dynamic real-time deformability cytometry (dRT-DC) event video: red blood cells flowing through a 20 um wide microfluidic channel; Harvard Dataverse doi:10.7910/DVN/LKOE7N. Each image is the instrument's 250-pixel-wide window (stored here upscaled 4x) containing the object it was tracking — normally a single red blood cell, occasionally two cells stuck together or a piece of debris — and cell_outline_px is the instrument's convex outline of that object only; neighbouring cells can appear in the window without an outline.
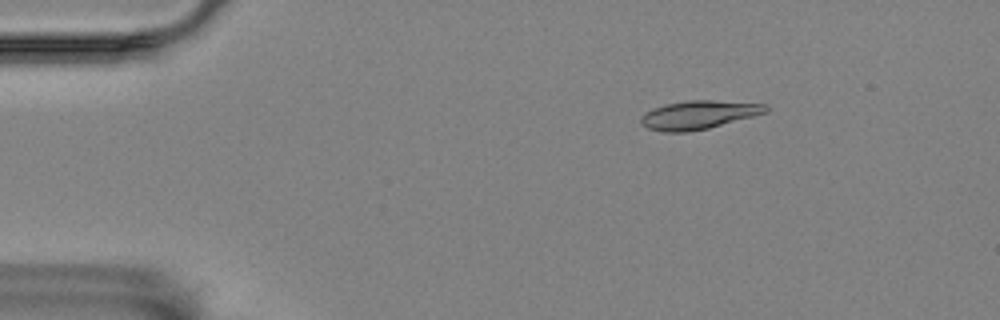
{"species": "Egyptian fruit bat (a non-hibernating species)", "species_latin": "Rousettus aegyptiacus", "temperature_condition": "room temperature", "stored_images_in_passage": 56, "camera_frame_rate_fps": 3000, "um_per_image_px": 0.085, "animal": {"sex": "female"}, "frame": {"image": 1, "passage_image": 9, "time_ms": 2.667, "image_size_px": [1000, 320], "cell_outline_px": [[768, 112], [708, 128], [688, 132], [664, 132], [648, 128], [640, 124], [640, 120], [652, 108], [668, 104], [688, 100], [712, 100], [764, 104], [768, 108]], "centroid_in_image_um": [59.38, 9.77], "position_along_channel_um": 25.6, "area_um2": 20.4}}
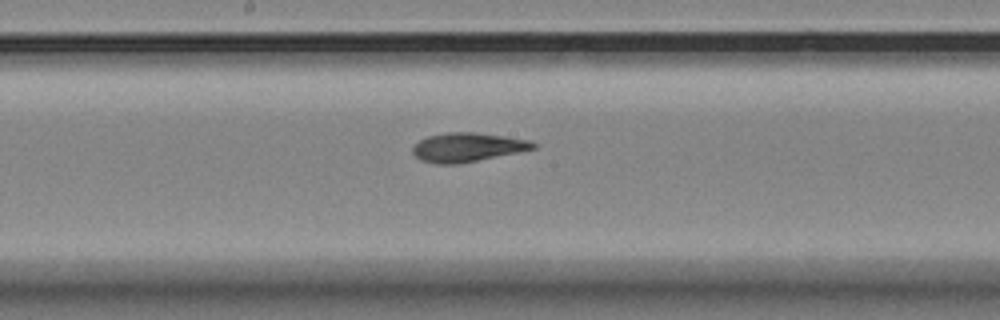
{"frame": {"image": 2, "passage_image": 30, "time_ms": 9.667, "image_size_px": [1000, 320], "cell_outline_px": [[536, 148], [456, 164], [436, 164], [420, 160], [412, 152], [412, 148], [420, 140], [428, 136], [448, 132], [476, 132], [504, 136], [528, 140], [536, 144]], "centroid_in_image_um": [39.68, 12.51], "position_along_channel_um": 208.5, "area_um2": 20.0}}
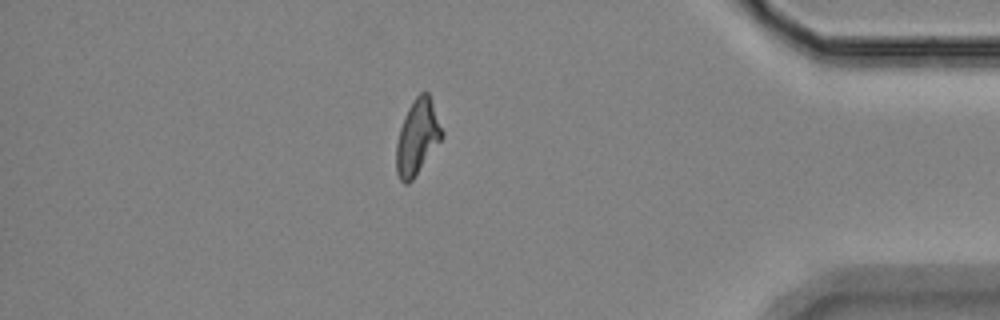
{"frame": {"image": 3, "passage_image": 49, "time_ms": 16.0, "image_size_px": [1000, 320], "cell_outline_px": [[444, 136], [412, 180], [408, 184], [404, 184], [400, 180], [396, 172], [396, 144], [400, 128], [404, 116], [412, 100], [420, 92], [428, 92], [444, 132]], "centroid_in_image_um": [35.47, 11.66], "position_along_channel_um": 399.7, "area_um2": 19.94}, "authors_computed_cell_mechanics": {"area_um2": 19.9988, "velocity_mm_per_s": 3.5524, "shape_relaxation_time_tau1_ms": 5.8036, "shape_relaxation_time_tau2_ms": 2.4536, "deformation_change_tau1": 0.1706, "deformation_change_tau2": 0.0914}}